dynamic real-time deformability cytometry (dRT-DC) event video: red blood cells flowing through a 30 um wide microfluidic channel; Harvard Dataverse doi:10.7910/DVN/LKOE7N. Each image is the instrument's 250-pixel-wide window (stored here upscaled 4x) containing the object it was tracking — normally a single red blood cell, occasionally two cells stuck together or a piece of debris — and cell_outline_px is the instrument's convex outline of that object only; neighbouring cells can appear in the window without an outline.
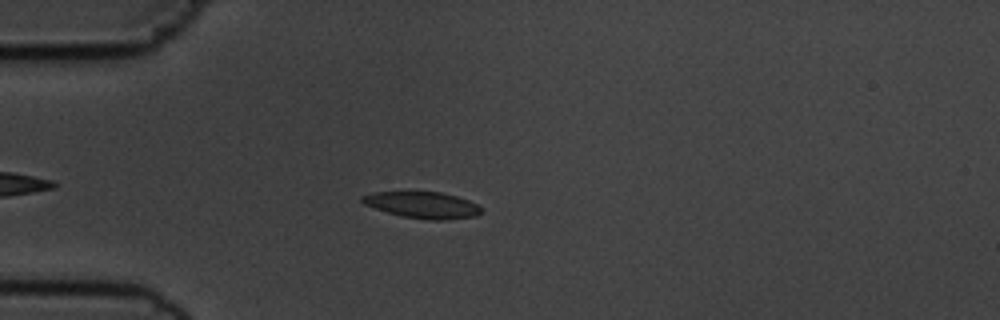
{"species": "common noctule bat (a hibernating species)", "species_latin": "Nyctalus noctula", "temperature_condition": "cold", "stored_images_in_passage": 46, "camera_frame_rate_fps": 3000, "um_per_image_px": 0.085, "animal": {"sex": "male", "body_mass_g": 19.5, "forearm_length_mm": 54.6}, "frame": {"image": 1, "passage_image": 9, "time_ms": 2.667, "image_size_px": [1000, 320], "cell_outline_px": [[484, 208], [476, 216], [444, 220], [428, 220], [400, 216], [364, 204], [360, 200], [360, 196], [372, 192], [440, 192], [456, 196], [468, 200]], "centroid_in_image_um": [35.91, 17.43], "position_along_channel_um": 49.1, "area_um2": 18.32}}
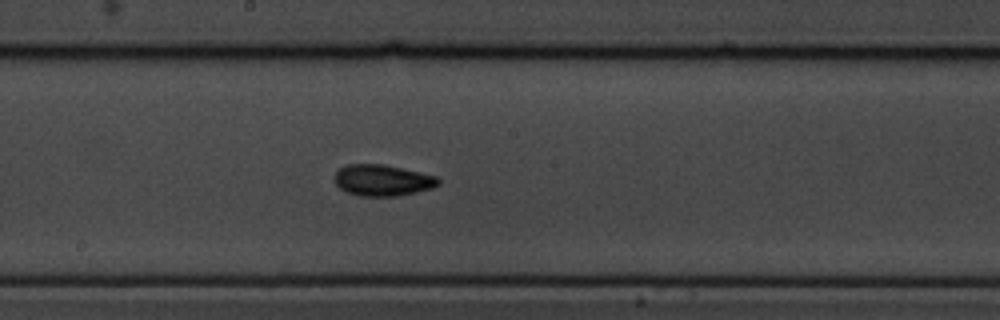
{"frame": {"image": 2, "passage_image": 24, "time_ms": 7.667, "image_size_px": [1000, 320], "cell_outline_px": [[440, 184], [432, 188], [400, 196], [360, 196], [348, 192], [340, 188], [336, 184], [336, 172], [340, 168], [348, 164], [384, 164], [436, 176], [440, 180]], "centroid_in_image_um": [32.54, 15.33], "position_along_channel_um": 215.7, "area_um2": 18.79}}
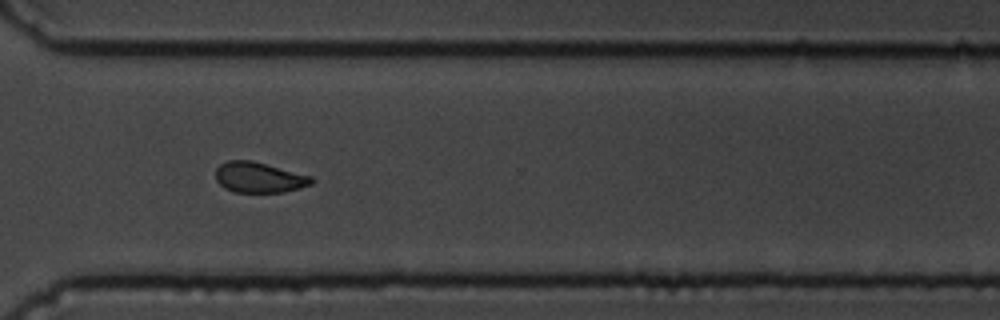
{"frame": {"image": 3, "passage_image": 35, "time_ms": 11.333, "image_size_px": [1000, 320], "cell_outline_px": [[316, 180], [312, 184], [300, 188], [284, 192], [236, 192], [224, 188], [216, 180], [216, 168], [220, 164], [228, 160], [252, 160], [312, 176]], "centroid_in_image_um": [22.04, 15.08], "position_along_channel_um": 348.6, "area_um2": 17.17}, "authors_computed_cell_mechanics": {"area_um2": 18.2648, "velocity_mm_per_s": 3.6247, "shape_relaxation_time_tau1_ms": 3.1802, "shape_relaxation_time_tau2_ms": 3.5694, "deformation_change_tau1": 0.1096, "deformation_change_tau2": 0.0875}}